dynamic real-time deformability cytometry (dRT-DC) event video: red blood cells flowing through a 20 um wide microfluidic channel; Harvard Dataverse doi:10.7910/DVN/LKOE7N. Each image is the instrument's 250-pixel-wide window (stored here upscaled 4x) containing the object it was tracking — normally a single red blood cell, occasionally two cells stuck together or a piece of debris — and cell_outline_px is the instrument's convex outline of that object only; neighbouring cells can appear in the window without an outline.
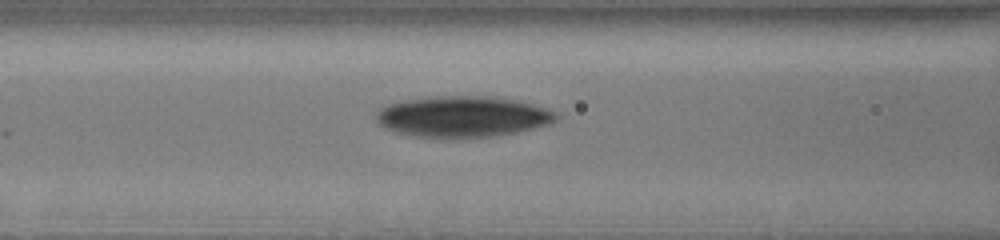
{"species": "human", "species_latin": "Homo sapiens", "temperature_condition": "cold", "stored_images_in_passage": 39, "camera_frame_rate_fps": 3000, "um_per_image_px": 0.085, "donor": {"sex": "male"}, "frame": {"image": 1, "passage_image": 16, "time_ms": 5.0, "image_size_px": [1000, 240], "cell_outline_px": [[560, 116], [552, 124], [520, 132], [496, 136], [448, 140], [412, 136], [396, 132], [384, 128], [376, 120], [376, 112], [380, 108], [388, 104], [404, 100], [432, 96], [484, 96], [516, 100], [548, 108], [560, 112]], "centroid_in_image_um": [39.36, 9.94], "position_along_channel_um": 127.2, "area_um2": 44.22}}
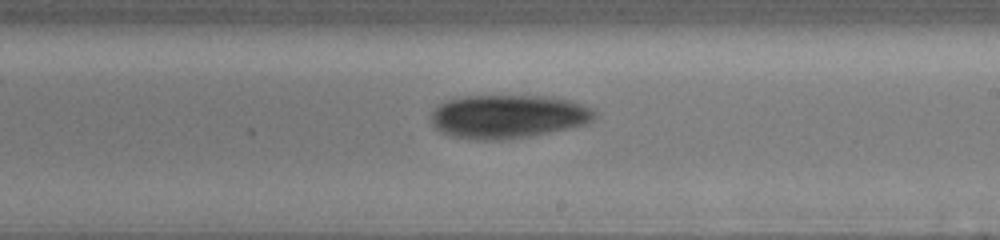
{"frame": {"image": 2, "passage_image": 25, "time_ms": 8.0, "image_size_px": [1000, 240], "cell_outline_px": [[596, 116], [588, 124], [552, 132], [504, 140], [472, 140], [452, 136], [440, 132], [432, 124], [428, 116], [440, 104], [448, 100], [464, 96], [552, 96], [572, 100], [596, 108]], "centroid_in_image_um": [43.22, 9.9], "position_along_channel_um": 245.8, "area_um2": 42.19}}
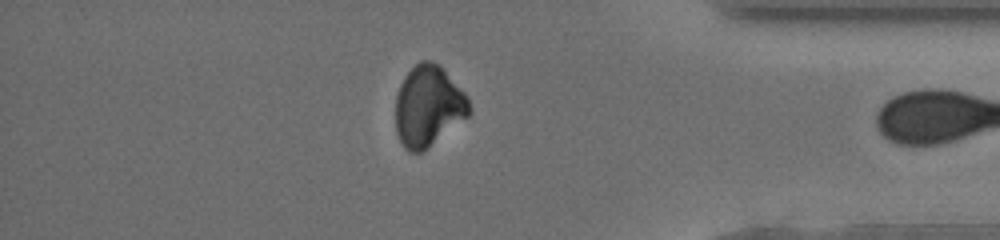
{"frame": {"image": 3, "passage_image": 38, "time_ms": 12.333, "image_size_px": [1000, 240], "cell_outline_px": [[472, 112], [468, 116], [424, 152], [408, 152], [400, 144], [396, 132], [396, 96], [400, 84], [404, 76], [420, 60], [432, 60], [440, 64], [464, 92], [472, 108]], "centroid_in_image_um": [36.4, 9.03], "position_along_channel_um": 398.8, "area_um2": 35.14}}